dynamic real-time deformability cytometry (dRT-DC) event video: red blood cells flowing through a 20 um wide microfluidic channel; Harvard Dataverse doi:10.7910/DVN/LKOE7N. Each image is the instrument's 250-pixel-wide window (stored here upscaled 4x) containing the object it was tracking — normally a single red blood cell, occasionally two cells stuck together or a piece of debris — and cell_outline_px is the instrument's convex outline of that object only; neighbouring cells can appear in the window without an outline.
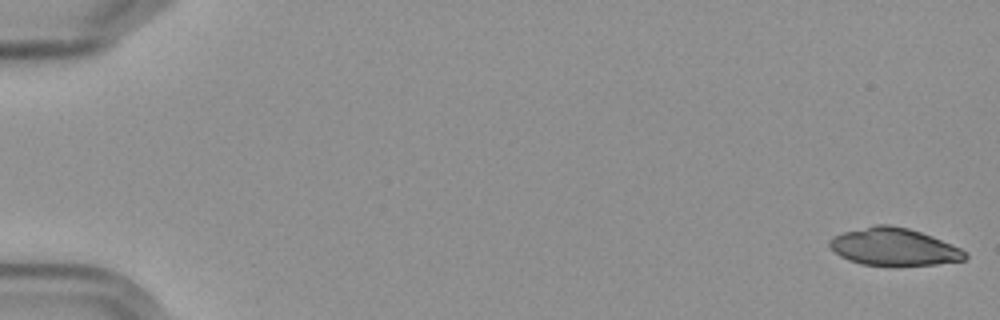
{"species": "Egyptian fruit bat (a non-hibernating species)", "species_latin": "Rousettus aegyptiacus", "temperature_condition": "cold", "stored_images_in_passage": 57, "camera_frame_rate_fps": 3000, "um_per_image_px": 0.085, "frame": {"image": 1, "passage_image": 1, "time_ms": 0.0, "image_size_px": [1000, 320], "cell_outline_px": [[968, 256], [964, 260], [936, 264], [860, 264], [848, 260], [840, 256], [828, 244], [828, 240], [832, 236], [844, 232], [876, 224], [888, 224], [908, 228], [932, 236], [960, 248]], "centroid_in_image_um": [75.95, 20.96], "position_along_channel_um": 9.1, "area_um2": 29.02}}
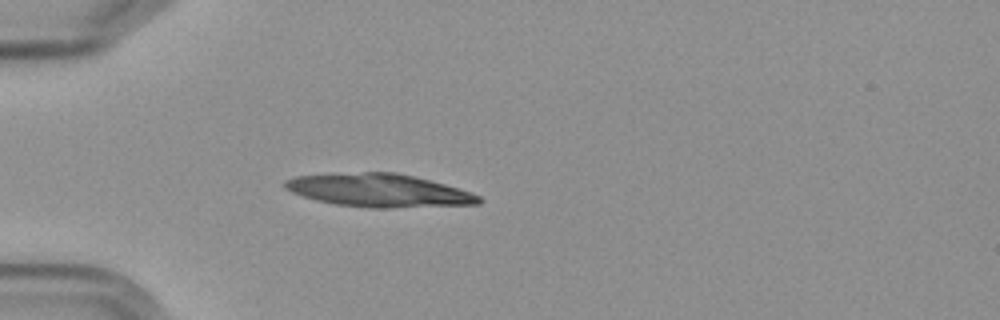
{"frame": {"image": 2, "passage_image": 17, "time_ms": 5.333, "image_size_px": [1000, 320], "cell_outline_px": [[484, 200], [480, 204], [384, 208], [368, 208], [336, 204], [316, 200], [292, 192], [284, 188], [284, 180], [296, 176], [364, 172], [396, 172], [444, 184], [480, 196]], "centroid_in_image_um": [32.19, 16.19], "position_along_channel_um": 52.8, "area_um2": 36.99}}